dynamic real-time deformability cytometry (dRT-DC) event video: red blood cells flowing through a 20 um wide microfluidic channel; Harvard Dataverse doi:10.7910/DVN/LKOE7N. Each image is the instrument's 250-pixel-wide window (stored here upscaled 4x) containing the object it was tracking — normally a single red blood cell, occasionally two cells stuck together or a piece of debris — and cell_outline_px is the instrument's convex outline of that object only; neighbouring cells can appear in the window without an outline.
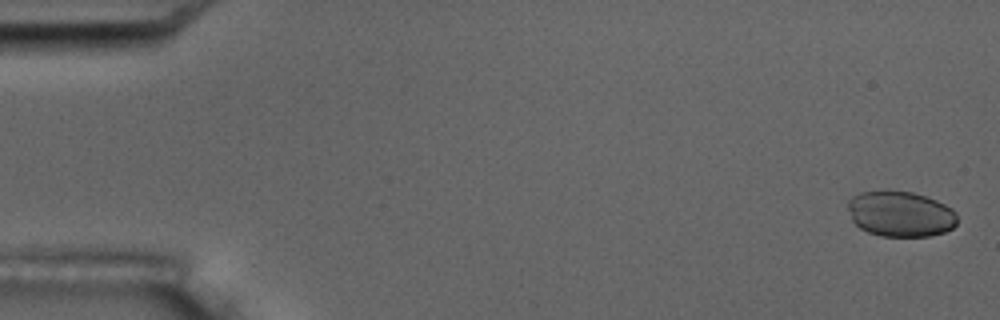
{"species": "common noctule bat (a hibernating species)", "species_latin": "Nyctalus noctula", "temperature_condition": "room temperature", "stored_images_in_passage": 5, "camera_frame_rate_fps": 3000, "um_per_image_px": 0.085, "animal": {"sex": "male", "body_mass_g": 17.5, "forearm_length_mm": 52.3}, "frame": {"image": 1, "passage_image": 1, "time_ms": 0.0, "image_size_px": [1000, 320], "cell_outline_px": [[956, 224], [952, 228], [944, 232], [928, 236], [880, 236], [868, 232], [860, 228], [852, 220], [848, 208], [848, 200], [852, 196], [860, 192], [888, 188], [912, 192], [936, 200], [952, 208], [956, 212]], "centroid_in_image_um": [76.5, 18.15], "position_along_channel_um": 8.5, "area_um2": 29.48}}